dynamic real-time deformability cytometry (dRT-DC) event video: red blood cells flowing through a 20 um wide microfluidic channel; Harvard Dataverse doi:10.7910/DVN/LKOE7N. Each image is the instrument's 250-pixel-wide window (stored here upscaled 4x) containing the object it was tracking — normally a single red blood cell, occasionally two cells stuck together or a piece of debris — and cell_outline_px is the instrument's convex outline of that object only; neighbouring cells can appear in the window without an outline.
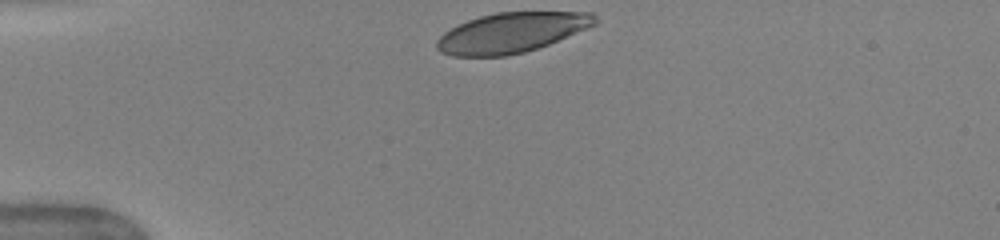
{"species": "human", "species_latin": "Homo sapiens", "temperature_condition": "warm", "stored_images_in_passage": 32, "camera_frame_rate_fps": 3000, "um_per_image_px": 0.085, "donor": {"sex": "female"}, "frame": {"image": 1, "passage_image": 1, "time_ms": 0.0, "image_size_px": [1000, 240], "cell_outline_px": [[600, 20], [596, 24], [588, 28], [548, 44], [524, 52], [504, 56], [452, 56], [440, 52], [436, 48], [436, 40], [444, 32], [468, 20], [480, 16], [496, 12], [592, 12]], "centroid_in_image_um": [43.48, 2.77], "position_along_channel_um": 41.5, "area_um2": 36.82}, "authors_computed_cell_mechanics": {"area_um2": 41.1247, "velocity_mm_per_s": 4.0178, "shape_relaxation_time_tau1_ms": 2.6801, "shape_relaxation_time_tau2_ms": null, "deformation_change_tau1": 0.1649, "deformation_change_tau2": null}}